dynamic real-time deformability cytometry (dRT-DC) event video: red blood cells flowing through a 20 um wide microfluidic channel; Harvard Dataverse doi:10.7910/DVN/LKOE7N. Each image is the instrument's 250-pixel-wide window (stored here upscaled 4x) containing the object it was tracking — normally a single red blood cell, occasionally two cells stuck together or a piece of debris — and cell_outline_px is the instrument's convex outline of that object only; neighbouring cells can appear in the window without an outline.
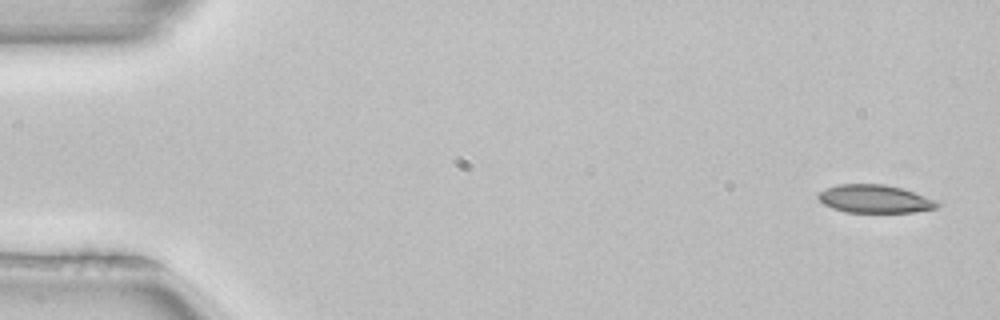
{"species": "common noctule bat (a hibernating species)", "species_latin": "Nyctalus noctula", "temperature_condition": "room temperature", "stored_images_in_passage": 5, "camera_frame_rate_fps": 3000, "um_per_image_px": 0.085, "animal": {"sex": "female", "body_mass_g": 22.7, "forearm_length_mm": 54.2}, "frame": {"image": 1, "passage_image": 1, "time_ms": 0.0, "image_size_px": [1000, 320], "cell_outline_px": [[940, 204], [936, 208], [912, 212], [848, 212], [832, 208], [824, 204], [816, 196], [820, 192], [828, 188], [840, 184], [884, 184], [900, 188], [936, 200]], "centroid_in_image_um": [74.34, 16.91], "position_along_channel_um": 10.7, "area_um2": 19.13}}
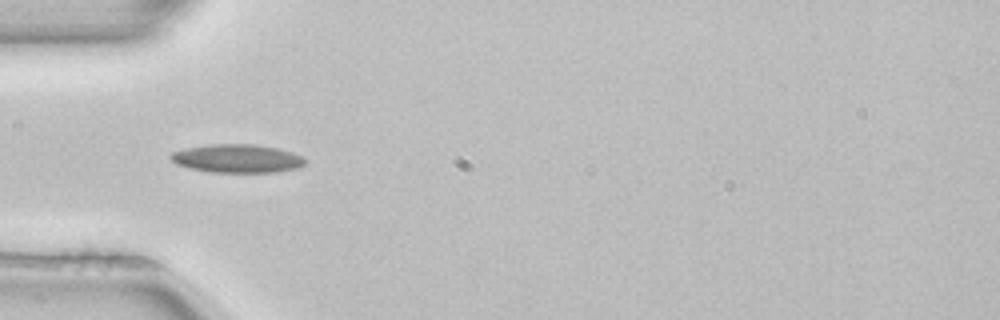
{"frame": {"image": 2, "passage_image": 4, "time_ms": 1.0, "image_size_px": [1000, 320], "cell_outline_px": [[308, 160], [300, 168], [276, 172], [208, 172], [188, 168], [176, 164], [168, 156], [172, 152], [184, 148], [208, 144], [256, 144], [276, 148], [292, 152], [304, 156]], "centroid_in_image_um": [20.17, 13.47], "position_along_channel_um": 64.8, "area_um2": 22.6}}